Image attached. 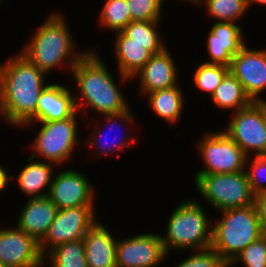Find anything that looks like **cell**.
Segmentation results:
<instances>
[{"label": "cell", "instance_id": "6da1fadb", "mask_svg": "<svg viewBox=\"0 0 266 267\" xmlns=\"http://www.w3.org/2000/svg\"><path fill=\"white\" fill-rule=\"evenodd\" d=\"M46 74L21 53L0 63V117L16 128L36 122L37 103L48 85Z\"/></svg>", "mask_w": 266, "mask_h": 267}, {"label": "cell", "instance_id": "f546056e", "mask_svg": "<svg viewBox=\"0 0 266 267\" xmlns=\"http://www.w3.org/2000/svg\"><path fill=\"white\" fill-rule=\"evenodd\" d=\"M239 263L245 267H266V236H260L244 248L228 267Z\"/></svg>", "mask_w": 266, "mask_h": 267}, {"label": "cell", "instance_id": "8992f818", "mask_svg": "<svg viewBox=\"0 0 266 267\" xmlns=\"http://www.w3.org/2000/svg\"><path fill=\"white\" fill-rule=\"evenodd\" d=\"M195 188L211 208L222 211L254 205L255 194L246 171L224 174H195Z\"/></svg>", "mask_w": 266, "mask_h": 267}, {"label": "cell", "instance_id": "9c48e42d", "mask_svg": "<svg viewBox=\"0 0 266 267\" xmlns=\"http://www.w3.org/2000/svg\"><path fill=\"white\" fill-rule=\"evenodd\" d=\"M224 131L248 157L266 153V102L234 112Z\"/></svg>", "mask_w": 266, "mask_h": 267}, {"label": "cell", "instance_id": "ac0fdd59", "mask_svg": "<svg viewBox=\"0 0 266 267\" xmlns=\"http://www.w3.org/2000/svg\"><path fill=\"white\" fill-rule=\"evenodd\" d=\"M68 85L48 83L37 103L36 122L65 120L76 112L75 97Z\"/></svg>", "mask_w": 266, "mask_h": 267}, {"label": "cell", "instance_id": "74e56055", "mask_svg": "<svg viewBox=\"0 0 266 267\" xmlns=\"http://www.w3.org/2000/svg\"><path fill=\"white\" fill-rule=\"evenodd\" d=\"M5 2V0H0V4L2 5Z\"/></svg>", "mask_w": 266, "mask_h": 267}, {"label": "cell", "instance_id": "4dcf8cb0", "mask_svg": "<svg viewBox=\"0 0 266 267\" xmlns=\"http://www.w3.org/2000/svg\"><path fill=\"white\" fill-rule=\"evenodd\" d=\"M131 21H161L163 2L161 0H126Z\"/></svg>", "mask_w": 266, "mask_h": 267}, {"label": "cell", "instance_id": "52a82bcc", "mask_svg": "<svg viewBox=\"0 0 266 267\" xmlns=\"http://www.w3.org/2000/svg\"><path fill=\"white\" fill-rule=\"evenodd\" d=\"M77 111L72 117L65 120L36 122L39 123L40 130L37 131L31 148L35 153L31 157L37 159L42 157L47 162L62 166L65 162L70 161L74 155L75 147L80 145L78 140V115ZM37 154V156H36Z\"/></svg>", "mask_w": 266, "mask_h": 267}, {"label": "cell", "instance_id": "8fae6325", "mask_svg": "<svg viewBox=\"0 0 266 267\" xmlns=\"http://www.w3.org/2000/svg\"><path fill=\"white\" fill-rule=\"evenodd\" d=\"M167 258L160 234L146 232L117 239L116 267H158Z\"/></svg>", "mask_w": 266, "mask_h": 267}, {"label": "cell", "instance_id": "5bb4252c", "mask_svg": "<svg viewBox=\"0 0 266 267\" xmlns=\"http://www.w3.org/2000/svg\"><path fill=\"white\" fill-rule=\"evenodd\" d=\"M46 261L39 243L18 229L0 228V263L6 267H42Z\"/></svg>", "mask_w": 266, "mask_h": 267}, {"label": "cell", "instance_id": "4fadbf2b", "mask_svg": "<svg viewBox=\"0 0 266 267\" xmlns=\"http://www.w3.org/2000/svg\"><path fill=\"white\" fill-rule=\"evenodd\" d=\"M93 188L85 174L66 168L53 177L48 198L58 209L94 206L96 190Z\"/></svg>", "mask_w": 266, "mask_h": 267}, {"label": "cell", "instance_id": "7402d4cb", "mask_svg": "<svg viewBox=\"0 0 266 267\" xmlns=\"http://www.w3.org/2000/svg\"><path fill=\"white\" fill-rule=\"evenodd\" d=\"M26 162L28 164L20 170L17 177L11 175V181L12 179L17 180L20 191L22 190V193L27 195L28 198L48 196L54 177V169L57 165L47 161L35 160L31 156L28 157Z\"/></svg>", "mask_w": 266, "mask_h": 267}, {"label": "cell", "instance_id": "d4e9b609", "mask_svg": "<svg viewBox=\"0 0 266 267\" xmlns=\"http://www.w3.org/2000/svg\"><path fill=\"white\" fill-rule=\"evenodd\" d=\"M161 21H131L122 32L132 39V42L149 45V51L152 54L162 52L167 45L161 37L158 26Z\"/></svg>", "mask_w": 266, "mask_h": 267}, {"label": "cell", "instance_id": "83f0119b", "mask_svg": "<svg viewBox=\"0 0 266 267\" xmlns=\"http://www.w3.org/2000/svg\"><path fill=\"white\" fill-rule=\"evenodd\" d=\"M98 15L100 25L112 32L122 31L131 22L126 0H106Z\"/></svg>", "mask_w": 266, "mask_h": 267}, {"label": "cell", "instance_id": "ffe728a7", "mask_svg": "<svg viewBox=\"0 0 266 267\" xmlns=\"http://www.w3.org/2000/svg\"><path fill=\"white\" fill-rule=\"evenodd\" d=\"M83 240L87 267H116L117 239L103 223L97 221Z\"/></svg>", "mask_w": 266, "mask_h": 267}, {"label": "cell", "instance_id": "603a6c76", "mask_svg": "<svg viewBox=\"0 0 266 267\" xmlns=\"http://www.w3.org/2000/svg\"><path fill=\"white\" fill-rule=\"evenodd\" d=\"M183 88L179 84L170 88L148 93L147 102L156 116L169 124H176L182 116L185 99Z\"/></svg>", "mask_w": 266, "mask_h": 267}, {"label": "cell", "instance_id": "8d00e7d4", "mask_svg": "<svg viewBox=\"0 0 266 267\" xmlns=\"http://www.w3.org/2000/svg\"><path fill=\"white\" fill-rule=\"evenodd\" d=\"M162 2L166 1V0H161ZM178 1V0H177ZM180 1V0H179ZM181 1H184V2H187V3H191V5H195L196 6V3H197V0H181Z\"/></svg>", "mask_w": 266, "mask_h": 267}, {"label": "cell", "instance_id": "e575fe53", "mask_svg": "<svg viewBox=\"0 0 266 267\" xmlns=\"http://www.w3.org/2000/svg\"><path fill=\"white\" fill-rule=\"evenodd\" d=\"M2 165L3 164H0V193L4 192V190H7L11 181V175H9L8 170H6V168H4Z\"/></svg>", "mask_w": 266, "mask_h": 267}, {"label": "cell", "instance_id": "e0dca14e", "mask_svg": "<svg viewBox=\"0 0 266 267\" xmlns=\"http://www.w3.org/2000/svg\"><path fill=\"white\" fill-rule=\"evenodd\" d=\"M23 207L16 227L40 243L48 233L59 209L48 196L28 198Z\"/></svg>", "mask_w": 266, "mask_h": 267}, {"label": "cell", "instance_id": "44dd1931", "mask_svg": "<svg viewBox=\"0 0 266 267\" xmlns=\"http://www.w3.org/2000/svg\"><path fill=\"white\" fill-rule=\"evenodd\" d=\"M113 52L121 82L128 83L153 55L149 45L132 42L122 31L115 32Z\"/></svg>", "mask_w": 266, "mask_h": 267}, {"label": "cell", "instance_id": "4316f807", "mask_svg": "<svg viewBox=\"0 0 266 267\" xmlns=\"http://www.w3.org/2000/svg\"><path fill=\"white\" fill-rule=\"evenodd\" d=\"M47 255L50 267H87L83 239L61 244Z\"/></svg>", "mask_w": 266, "mask_h": 267}, {"label": "cell", "instance_id": "836d02e7", "mask_svg": "<svg viewBox=\"0 0 266 267\" xmlns=\"http://www.w3.org/2000/svg\"><path fill=\"white\" fill-rule=\"evenodd\" d=\"M254 204L258 212L261 233L266 236V191L255 195Z\"/></svg>", "mask_w": 266, "mask_h": 267}, {"label": "cell", "instance_id": "7c38bea8", "mask_svg": "<svg viewBox=\"0 0 266 267\" xmlns=\"http://www.w3.org/2000/svg\"><path fill=\"white\" fill-rule=\"evenodd\" d=\"M229 71L241 82L252 102H266V48L252 50L245 45L231 60Z\"/></svg>", "mask_w": 266, "mask_h": 267}, {"label": "cell", "instance_id": "d6986e66", "mask_svg": "<svg viewBox=\"0 0 266 267\" xmlns=\"http://www.w3.org/2000/svg\"><path fill=\"white\" fill-rule=\"evenodd\" d=\"M103 122L105 124L104 128L100 125V122L96 121L94 122L95 128L93 129V132L89 135V138L87 136V140H83L85 142V145L89 147L90 149H97L96 153L99 155H111V153H115V151L121 152V150H124L127 147H130V144H136V137L131 138L129 134L130 127L129 125H134L137 122L133 116L131 108L128 110L118 113V114H110V115H103ZM124 123L127 128H125L127 131L124 132L125 135L123 137H120V140L115 142L116 136L114 137V141L111 140L109 143L106 142L103 139L105 138V134H107L106 129L107 127L113 129L115 126L119 125L118 122ZM122 127V126H121ZM102 129V130H101ZM108 129V128H107ZM105 131V134H104ZM104 135V136H103ZM101 139V140H100ZM107 139V138H106ZM119 139V138H118ZM108 140V139H107ZM110 153V154H109Z\"/></svg>", "mask_w": 266, "mask_h": 267}, {"label": "cell", "instance_id": "9a60e30c", "mask_svg": "<svg viewBox=\"0 0 266 267\" xmlns=\"http://www.w3.org/2000/svg\"><path fill=\"white\" fill-rule=\"evenodd\" d=\"M206 38L207 64L230 66L232 58L247 44L237 23L215 22Z\"/></svg>", "mask_w": 266, "mask_h": 267}, {"label": "cell", "instance_id": "5b68a950", "mask_svg": "<svg viewBox=\"0 0 266 267\" xmlns=\"http://www.w3.org/2000/svg\"><path fill=\"white\" fill-rule=\"evenodd\" d=\"M219 212L222 218L213 223L211 248L229 265L244 248L262 236L260 222L255 204Z\"/></svg>", "mask_w": 266, "mask_h": 267}, {"label": "cell", "instance_id": "ba28073f", "mask_svg": "<svg viewBox=\"0 0 266 267\" xmlns=\"http://www.w3.org/2000/svg\"><path fill=\"white\" fill-rule=\"evenodd\" d=\"M204 168L196 174L237 173L246 169L248 157L225 131L209 132L198 142Z\"/></svg>", "mask_w": 266, "mask_h": 267}, {"label": "cell", "instance_id": "d6a6232c", "mask_svg": "<svg viewBox=\"0 0 266 267\" xmlns=\"http://www.w3.org/2000/svg\"><path fill=\"white\" fill-rule=\"evenodd\" d=\"M176 267H228V264L210 247L194 250L193 254L184 258Z\"/></svg>", "mask_w": 266, "mask_h": 267}, {"label": "cell", "instance_id": "d590c367", "mask_svg": "<svg viewBox=\"0 0 266 267\" xmlns=\"http://www.w3.org/2000/svg\"><path fill=\"white\" fill-rule=\"evenodd\" d=\"M247 1V6L248 10L251 8L253 4H260V5H266V0H246Z\"/></svg>", "mask_w": 266, "mask_h": 267}, {"label": "cell", "instance_id": "484cf974", "mask_svg": "<svg viewBox=\"0 0 266 267\" xmlns=\"http://www.w3.org/2000/svg\"><path fill=\"white\" fill-rule=\"evenodd\" d=\"M196 6L204 7L217 22L237 23L248 10L246 0H197Z\"/></svg>", "mask_w": 266, "mask_h": 267}, {"label": "cell", "instance_id": "277c9868", "mask_svg": "<svg viewBox=\"0 0 266 267\" xmlns=\"http://www.w3.org/2000/svg\"><path fill=\"white\" fill-rule=\"evenodd\" d=\"M199 201L187 199L169 216L166 235L160 234L166 254L175 250H203L212 246L213 221Z\"/></svg>", "mask_w": 266, "mask_h": 267}, {"label": "cell", "instance_id": "7a4b0ae2", "mask_svg": "<svg viewBox=\"0 0 266 267\" xmlns=\"http://www.w3.org/2000/svg\"><path fill=\"white\" fill-rule=\"evenodd\" d=\"M108 69L103 59L92 49H88L73 67L71 73L80 93H74L79 113L88 112L87 107L100 115L118 114L130 108L125 95L118 88L119 84L117 85Z\"/></svg>", "mask_w": 266, "mask_h": 267}, {"label": "cell", "instance_id": "cb8c5ba5", "mask_svg": "<svg viewBox=\"0 0 266 267\" xmlns=\"http://www.w3.org/2000/svg\"><path fill=\"white\" fill-rule=\"evenodd\" d=\"M210 99L220 110L224 109L229 112H233V110L236 112L252 103L241 82L230 71L225 75Z\"/></svg>", "mask_w": 266, "mask_h": 267}, {"label": "cell", "instance_id": "2e32d148", "mask_svg": "<svg viewBox=\"0 0 266 267\" xmlns=\"http://www.w3.org/2000/svg\"><path fill=\"white\" fill-rule=\"evenodd\" d=\"M178 66L166 47L162 52L153 54L146 64L132 77L139 81L141 95L178 85Z\"/></svg>", "mask_w": 266, "mask_h": 267}, {"label": "cell", "instance_id": "3957f363", "mask_svg": "<svg viewBox=\"0 0 266 267\" xmlns=\"http://www.w3.org/2000/svg\"><path fill=\"white\" fill-rule=\"evenodd\" d=\"M66 22L60 12L51 13L19 51L46 75L62 64L72 71L88 51L75 50L77 45Z\"/></svg>", "mask_w": 266, "mask_h": 267}, {"label": "cell", "instance_id": "1f68e13d", "mask_svg": "<svg viewBox=\"0 0 266 267\" xmlns=\"http://www.w3.org/2000/svg\"><path fill=\"white\" fill-rule=\"evenodd\" d=\"M247 164L250 165V168L247 167ZM245 171L251 190L255 195L266 191V153L247 159Z\"/></svg>", "mask_w": 266, "mask_h": 267}, {"label": "cell", "instance_id": "30bf717a", "mask_svg": "<svg viewBox=\"0 0 266 267\" xmlns=\"http://www.w3.org/2000/svg\"><path fill=\"white\" fill-rule=\"evenodd\" d=\"M95 209V206L59 209L48 233L39 243L42 256L45 258L52 249L61 244L83 239L86 232L97 222Z\"/></svg>", "mask_w": 266, "mask_h": 267}, {"label": "cell", "instance_id": "f1b7e54d", "mask_svg": "<svg viewBox=\"0 0 266 267\" xmlns=\"http://www.w3.org/2000/svg\"><path fill=\"white\" fill-rule=\"evenodd\" d=\"M228 72L229 67L203 62L194 69L192 83L195 88L207 93L211 98Z\"/></svg>", "mask_w": 266, "mask_h": 267}]
</instances>
